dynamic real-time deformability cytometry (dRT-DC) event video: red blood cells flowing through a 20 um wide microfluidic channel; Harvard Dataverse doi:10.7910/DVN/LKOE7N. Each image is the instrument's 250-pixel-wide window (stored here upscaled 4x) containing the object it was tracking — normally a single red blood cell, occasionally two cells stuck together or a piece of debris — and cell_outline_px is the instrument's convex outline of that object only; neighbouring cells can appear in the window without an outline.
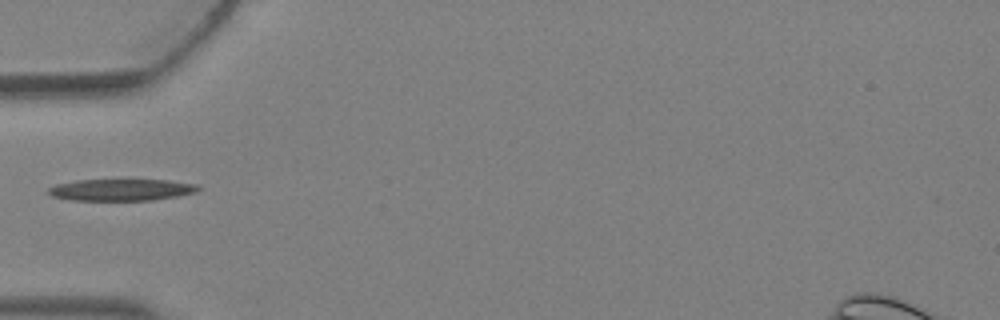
{"species": "Egyptian fruit bat (a non-hibernating species)", "species_latin": "Rousettus aegyptiacus", "temperature_condition": "warm", "stored_images_in_passage": 1, "camera_frame_rate_fps": 3000, "um_per_image_px": 0.085, "animal": {"sex": "female"}, "frame": {"image": 1, "passage_image": 1, "time_ms": 0.0, "image_size_px": [1000, 320], "cell_outline_px": [[200, 188], [196, 192], [176, 196], [152, 200], [68, 200], [52, 196], [48, 192], [48, 188], [56, 184], [76, 180], [168, 180], [196, 184]], "centroid_in_image_um": [10.28, 16.13], "position_along_channel_um": 74.7, "area_um2": 18.84}}